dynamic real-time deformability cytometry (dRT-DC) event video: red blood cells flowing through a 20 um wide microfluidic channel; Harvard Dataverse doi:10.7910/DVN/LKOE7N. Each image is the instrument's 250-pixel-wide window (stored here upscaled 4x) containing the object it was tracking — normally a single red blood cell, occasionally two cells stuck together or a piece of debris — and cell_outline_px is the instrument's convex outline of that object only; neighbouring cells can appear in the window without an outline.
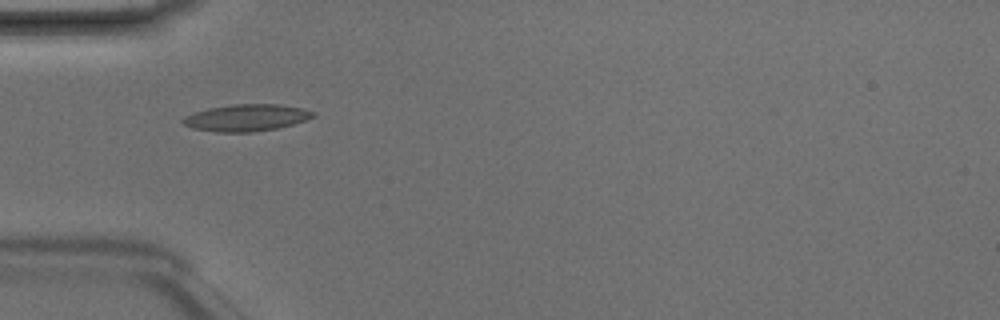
{"species": "Egyptian fruit bat (a non-hibernating species)", "species_latin": "Rousettus aegyptiacus", "temperature_condition": "room temperature", "stored_images_in_passage": 3, "camera_frame_rate_fps": 3000, "um_per_image_px": 0.085, "animal": {"sex": "male"}, "frame": {"image": 1, "passage_image": 1, "time_ms": 0.0, "image_size_px": [1000, 320], "cell_outline_px": [[316, 116], [292, 124], [276, 128], [252, 132], [216, 132], [192, 128], [184, 124], [180, 120], [184, 116], [208, 108], [232, 104], [280, 104], [304, 108], [316, 112]], "centroid_in_image_um": [20.95, 10.0], "position_along_channel_um": 64.1, "area_um2": 20.4}}